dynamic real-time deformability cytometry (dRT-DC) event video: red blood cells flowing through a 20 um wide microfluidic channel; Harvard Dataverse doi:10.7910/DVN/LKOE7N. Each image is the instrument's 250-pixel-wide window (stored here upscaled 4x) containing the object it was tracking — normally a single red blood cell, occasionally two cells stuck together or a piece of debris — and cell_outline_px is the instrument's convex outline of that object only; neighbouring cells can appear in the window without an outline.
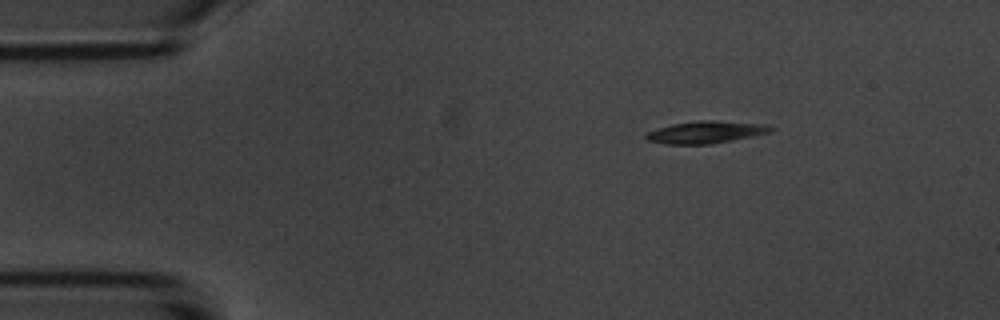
{"species": "common noctule bat (a hibernating species)", "species_latin": "Nyctalus noctula", "temperature_condition": "room temperature", "stored_images_in_passage": 46, "camera_frame_rate_fps": 3000, "um_per_image_px": 0.085, "animal": {"sex": "male", "body_mass_g": 20.1, "forearm_length_mm": 53.5}, "frame": {"image": 1, "passage_image": 1, "time_ms": 0.0, "image_size_px": [1000, 320], "cell_outline_px": [[776, 128], [772, 132], [732, 140], [708, 144], [664, 144], [648, 140], [644, 136], [648, 132], [672, 124], [700, 120], [716, 120], [764, 124]], "centroid_in_image_um": [60.03, 11.23], "position_along_channel_um": 25.0, "area_um2": 16.01}}
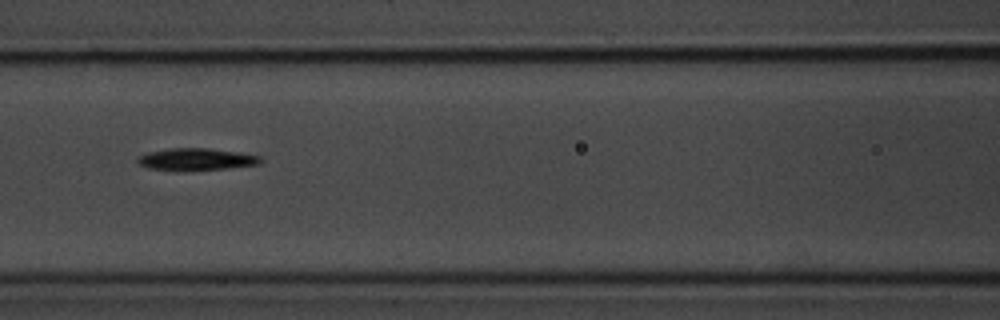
{"frame": {"image": 2, "passage_image": 16, "time_ms": 5.0, "image_size_px": [1000, 320], "cell_outline_px": [[264, 160], [260, 164], [228, 168], [180, 172], [148, 168], [140, 164], [136, 160], [140, 156], [148, 152], [172, 148], [208, 148], [240, 152], [260, 156]], "centroid_in_image_um": [16.7, 13.56], "position_along_channel_um": 149.9, "area_um2": 16.13}}
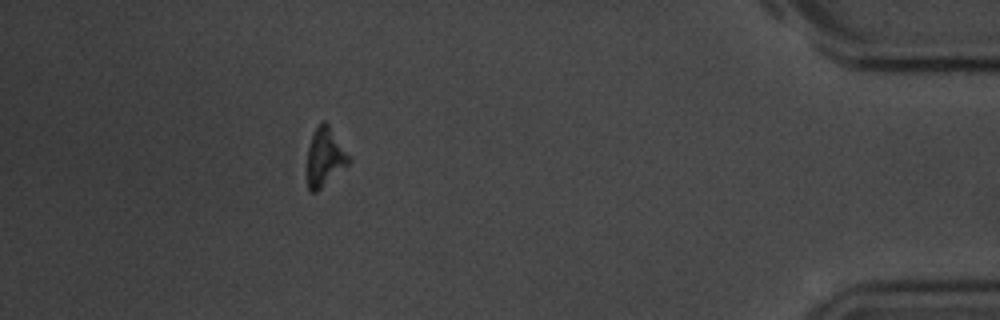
{"frame": {"image": 3, "passage_image": 41, "time_ms": 13.333, "image_size_px": [1000, 320], "cell_outline_px": [[352, 160], [348, 164], [316, 192], [312, 192], [308, 188], [308, 148], [312, 136], [320, 120], [324, 120], [328, 124]], "centroid_in_image_um": [27.61, 13.33], "position_along_channel_um": 407.6, "area_um2": 13.76}, "authors_computed_cell_mechanics": {"area_um2": 15.2303, "velocity_mm_per_s": 3.7329, "shape_relaxation_time_tau1_ms": 1.5974, "shape_relaxation_time_tau2_ms": null, "deformation_change_tau1": 0.1569, "deformation_change_tau2": null}}